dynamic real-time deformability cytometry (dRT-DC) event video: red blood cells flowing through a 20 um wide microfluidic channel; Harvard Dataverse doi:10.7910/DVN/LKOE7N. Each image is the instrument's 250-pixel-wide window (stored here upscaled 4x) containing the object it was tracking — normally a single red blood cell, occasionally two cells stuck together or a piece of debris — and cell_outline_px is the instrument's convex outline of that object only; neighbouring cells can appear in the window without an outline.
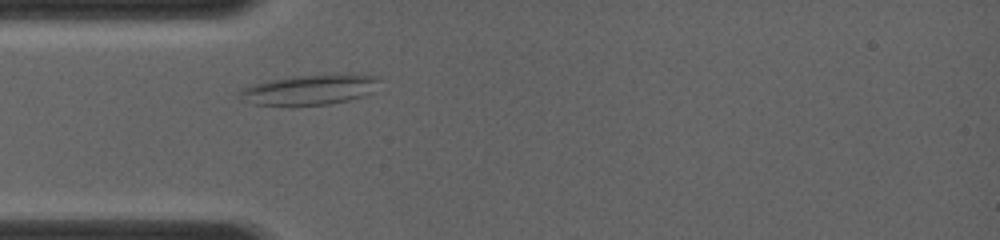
{"species": "common noctule bat (a hibernating species)", "species_latin": "Nyctalus noctula", "temperature_condition": "room temperature", "stored_images_in_passage": 30, "camera_frame_rate_fps": 4000, "um_per_image_px": 0.085, "animal": {"sex": "female", "body_mass_g": 19.0, "forearm_length_mm": 56.7}, "frame": {"image": 1, "passage_image": 5, "time_ms": 1.5, "image_size_px": [1000, 240], "cell_outline_px": [[380, 80], [372, 92], [364, 96], [332, 104], [292, 108], [252, 104], [244, 100], [240, 96], [240, 92], [244, 88], [252, 84], [268, 80], [292, 76], [348, 72], [380, 76]], "centroid_in_image_um": [26.36, 7.63], "position_along_channel_um": 58.6, "area_um2": 25.89}}
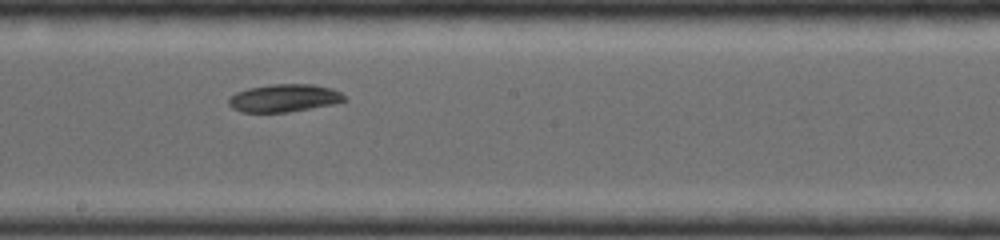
{"frame": {"image": 2, "passage_image": 16, "time_ms": 5.25, "image_size_px": [1000, 240], "cell_outline_px": [[348, 100], [332, 104], [288, 112], [240, 112], [232, 108], [228, 104], [228, 96], [236, 92], [248, 88], [272, 84], [312, 84], [332, 88], [348, 96]], "centroid_in_image_um": [24.15, 8.33], "position_along_channel_um": 224.1, "area_um2": 18.9}}
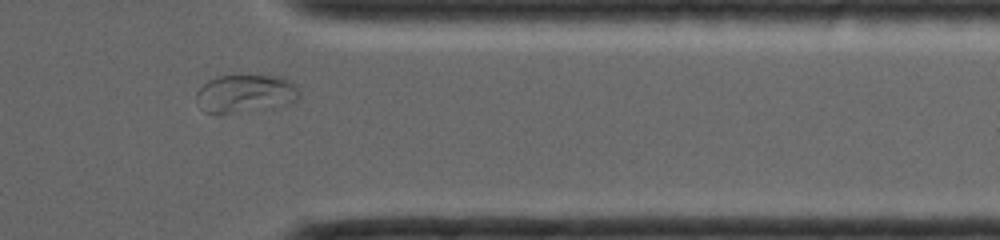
{"frame": {"image": 3, "passage_image": 27, "time_ms": 9.0, "image_size_px": [1000, 240], "cell_outline_px": [[300, 96], [292, 104], [232, 112], [204, 112], [196, 100], [196, 92], [208, 80], [220, 76], [280, 76], [296, 84], [300, 88]], "centroid_in_image_um": [20.91, 7.93], "position_along_channel_um": 390.5, "area_um2": 22.48}}